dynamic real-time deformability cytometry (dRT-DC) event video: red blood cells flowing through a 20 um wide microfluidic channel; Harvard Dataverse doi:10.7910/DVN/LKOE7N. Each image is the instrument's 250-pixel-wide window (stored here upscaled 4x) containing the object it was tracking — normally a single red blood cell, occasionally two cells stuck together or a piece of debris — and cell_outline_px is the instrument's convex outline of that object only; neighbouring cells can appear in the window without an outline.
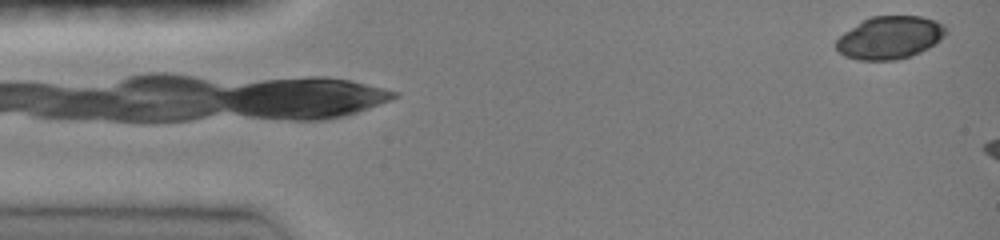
{"species": "common noctule bat (a hibernating species)", "species_latin": "Nyctalus noctula", "temperature_condition": "room temperature", "stored_images_in_passage": 13, "camera_frame_rate_fps": 3000, "um_per_image_px": 0.085, "animal": {"sex": "female", "body_mass_g": 19.0, "forearm_length_mm": 51.5}, "frame": {"image": 1, "passage_image": 13, "time_ms": 4.0, "image_size_px": [1000, 240], "cell_outline_px": [[948, 32], [940, 40], [928, 48], [920, 52], [896, 60], [856, 60], [844, 56], [836, 48], [836, 40], [844, 32], [864, 20], [872, 16], [920, 16], [936, 20], [944, 24], [948, 28]], "centroid_in_image_um": [75.66, 3.19], "position_along_channel_um": 9.3, "area_um2": 27.34}}